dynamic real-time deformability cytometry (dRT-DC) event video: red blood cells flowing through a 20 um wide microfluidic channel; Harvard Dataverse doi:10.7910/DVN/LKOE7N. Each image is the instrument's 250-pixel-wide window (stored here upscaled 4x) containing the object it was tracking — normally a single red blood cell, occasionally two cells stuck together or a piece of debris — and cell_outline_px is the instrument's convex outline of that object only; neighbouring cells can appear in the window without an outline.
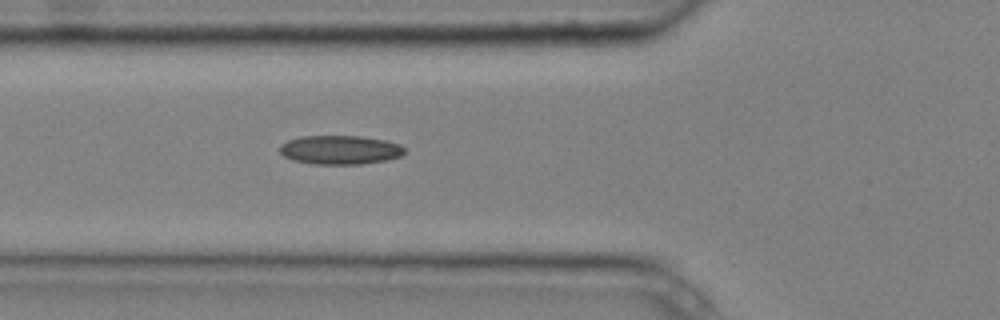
{"species": "common noctule bat (a hibernating species)", "species_latin": "Nyctalus noctula", "temperature_condition": "cold", "stored_images_in_passage": 5, "camera_frame_rate_fps": 3000, "um_per_image_px": 0.085, "animal": {"sex": "male", "body_mass_g": 20.4}, "frame": {"image": 1, "passage_image": 5, "time_ms": 1.333, "image_size_px": [1000, 320], "cell_outline_px": [[404, 152], [400, 156], [388, 160], [360, 164], [316, 164], [292, 160], [284, 156], [280, 152], [280, 144], [288, 140], [300, 136], [360, 136], [384, 140], [400, 144], [404, 148]], "centroid_in_image_um": [28.89, 12.74], "position_along_channel_um": 96.9, "area_um2": 21.04}}